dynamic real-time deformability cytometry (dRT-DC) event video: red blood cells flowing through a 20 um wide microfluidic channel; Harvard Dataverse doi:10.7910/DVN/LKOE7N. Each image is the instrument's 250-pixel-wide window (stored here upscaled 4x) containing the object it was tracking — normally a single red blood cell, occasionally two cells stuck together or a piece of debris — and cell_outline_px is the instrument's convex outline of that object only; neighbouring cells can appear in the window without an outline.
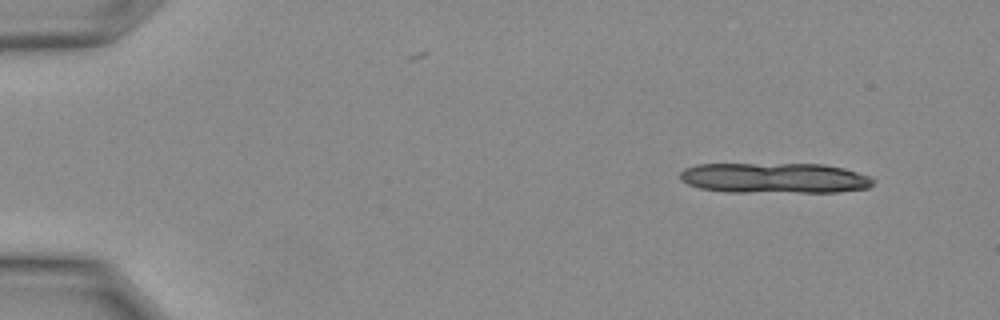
{"species": "Egyptian fruit bat (a non-hibernating species)", "species_latin": "Rousettus aegyptiacus", "temperature_condition": "warm", "stored_images_in_passage": 7, "camera_frame_rate_fps": 3000, "um_per_image_px": 0.085, "animal": {"sex": "female"}, "frame": {"image": 1, "passage_image": 1, "time_ms": 0.0, "image_size_px": [1000, 320], "cell_outline_px": [[876, 180], [868, 188], [836, 192], [724, 192], [700, 188], [688, 184], [680, 180], [680, 172], [684, 168], [696, 164], [824, 164], [844, 168], [872, 176]], "centroid_in_image_um": [65.85, 15.13], "position_along_channel_um": 19.2, "area_um2": 34.62}}